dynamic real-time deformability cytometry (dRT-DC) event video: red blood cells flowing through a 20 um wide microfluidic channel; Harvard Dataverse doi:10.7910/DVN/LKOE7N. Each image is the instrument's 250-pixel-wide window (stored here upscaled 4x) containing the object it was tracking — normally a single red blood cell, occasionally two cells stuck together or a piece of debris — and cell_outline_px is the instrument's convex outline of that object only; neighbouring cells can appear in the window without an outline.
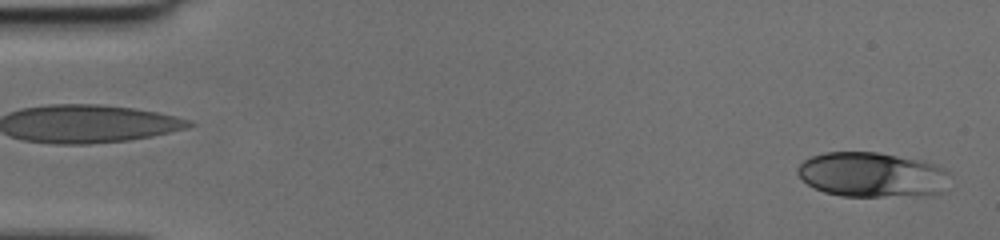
{"species": "human", "species_latin": "Homo sapiens", "temperature_condition": "cold", "stored_images_in_passage": 48, "camera_frame_rate_fps": 3000, "um_per_image_px": 0.085, "donor": {"sex": "female"}, "frame": {"image": 1, "passage_image": 1, "time_ms": 0.0, "image_size_px": [1000, 240], "cell_outline_px": [[948, 172], [944, 192], [932, 196], [840, 196], [824, 192], [808, 184], [796, 172], [796, 168], [804, 160], [812, 156], [824, 152], [876, 152], [924, 160], [936, 164], [944, 168]], "centroid_in_image_um": [74.16, 14.86], "position_along_channel_um": 10.8, "area_um2": 40.23}}
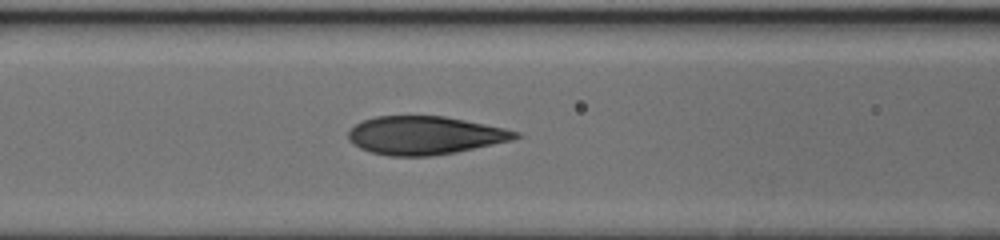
{"frame": {"image": 2, "passage_image": 20, "time_ms": 6.333, "image_size_px": [1000, 240], "cell_outline_px": [[524, 136], [512, 140], [456, 152], [428, 156], [388, 156], [372, 152], [360, 148], [348, 140], [348, 132], [360, 120], [376, 116], [444, 116], [504, 128], [520, 132]], "centroid_in_image_um": [36.11, 11.5], "position_along_channel_um": 130.5, "area_um2": 37.22}}
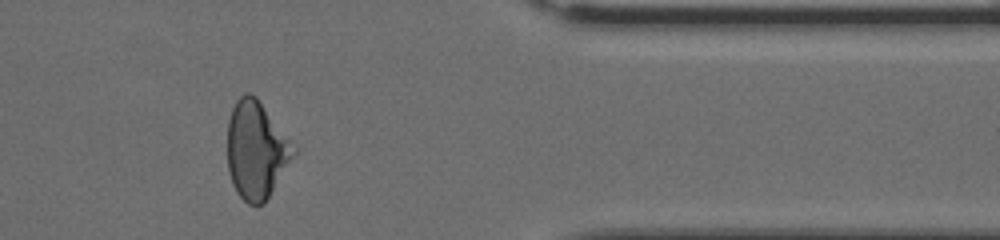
{"frame": {"image": 3, "passage_image": 40, "time_ms": 13.0, "image_size_px": [1000, 240], "cell_outline_px": [[296, 152], [264, 204], [248, 204], [236, 192], [232, 184], [228, 172], [228, 120], [232, 108], [236, 100], [244, 92], [248, 92], [256, 96], [296, 148]], "centroid_in_image_um": [21.75, 12.75], "position_along_channel_um": 389.6, "area_um2": 37.28}}